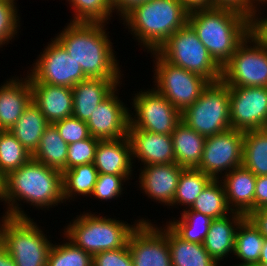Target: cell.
<instances>
[{"mask_svg":"<svg viewBox=\"0 0 267 266\" xmlns=\"http://www.w3.org/2000/svg\"><path fill=\"white\" fill-rule=\"evenodd\" d=\"M119 79L88 78L72 88V116L87 121L95 108L121 85Z\"/></svg>","mask_w":267,"mask_h":266,"instance_id":"603a6c76","label":"cell"},{"mask_svg":"<svg viewBox=\"0 0 267 266\" xmlns=\"http://www.w3.org/2000/svg\"><path fill=\"white\" fill-rule=\"evenodd\" d=\"M189 209L212 219L227 216L232 212L227 204L224 186L219 179H213Z\"/></svg>","mask_w":267,"mask_h":266,"instance_id":"1f68e13d","label":"cell"},{"mask_svg":"<svg viewBox=\"0 0 267 266\" xmlns=\"http://www.w3.org/2000/svg\"><path fill=\"white\" fill-rule=\"evenodd\" d=\"M128 138L131 144L132 159L138 158L143 166L175 162L171 134L152 133L129 127Z\"/></svg>","mask_w":267,"mask_h":266,"instance_id":"e0dca14e","label":"cell"},{"mask_svg":"<svg viewBox=\"0 0 267 266\" xmlns=\"http://www.w3.org/2000/svg\"><path fill=\"white\" fill-rule=\"evenodd\" d=\"M5 190V175L0 171V201Z\"/></svg>","mask_w":267,"mask_h":266,"instance_id":"816d5d0a","label":"cell"},{"mask_svg":"<svg viewBox=\"0 0 267 266\" xmlns=\"http://www.w3.org/2000/svg\"><path fill=\"white\" fill-rule=\"evenodd\" d=\"M184 7L190 12L197 9L211 8L212 0H180Z\"/></svg>","mask_w":267,"mask_h":266,"instance_id":"c3c4849f","label":"cell"},{"mask_svg":"<svg viewBox=\"0 0 267 266\" xmlns=\"http://www.w3.org/2000/svg\"><path fill=\"white\" fill-rule=\"evenodd\" d=\"M0 266H16L15 261L9 255L6 247L0 241Z\"/></svg>","mask_w":267,"mask_h":266,"instance_id":"681fc988","label":"cell"},{"mask_svg":"<svg viewBox=\"0 0 267 266\" xmlns=\"http://www.w3.org/2000/svg\"><path fill=\"white\" fill-rule=\"evenodd\" d=\"M221 178L220 181L224 186L227 204L232 211L247 216L255 210L256 176L249 169L240 166Z\"/></svg>","mask_w":267,"mask_h":266,"instance_id":"7402d4cb","label":"cell"},{"mask_svg":"<svg viewBox=\"0 0 267 266\" xmlns=\"http://www.w3.org/2000/svg\"><path fill=\"white\" fill-rule=\"evenodd\" d=\"M221 79L229 87H267V45L253 31L222 67Z\"/></svg>","mask_w":267,"mask_h":266,"instance_id":"9c48e42d","label":"cell"},{"mask_svg":"<svg viewBox=\"0 0 267 266\" xmlns=\"http://www.w3.org/2000/svg\"><path fill=\"white\" fill-rule=\"evenodd\" d=\"M100 139L90 136L87 139L68 145L67 170L78 165L93 163Z\"/></svg>","mask_w":267,"mask_h":266,"instance_id":"f35d334b","label":"cell"},{"mask_svg":"<svg viewBox=\"0 0 267 266\" xmlns=\"http://www.w3.org/2000/svg\"><path fill=\"white\" fill-rule=\"evenodd\" d=\"M188 14L180 0H148L134 6L121 20L141 46L153 52L188 23Z\"/></svg>","mask_w":267,"mask_h":266,"instance_id":"277c9868","label":"cell"},{"mask_svg":"<svg viewBox=\"0 0 267 266\" xmlns=\"http://www.w3.org/2000/svg\"><path fill=\"white\" fill-rule=\"evenodd\" d=\"M154 225L146 219L131 232L127 244L133 266H172L168 225Z\"/></svg>","mask_w":267,"mask_h":266,"instance_id":"5bb4252c","label":"cell"},{"mask_svg":"<svg viewBox=\"0 0 267 266\" xmlns=\"http://www.w3.org/2000/svg\"><path fill=\"white\" fill-rule=\"evenodd\" d=\"M144 219H139L130 225L115 218L84 212L65 226L67 228L64 229L63 235L66 241H71L76 247L93 256L103 251L125 247L131 232Z\"/></svg>","mask_w":267,"mask_h":266,"instance_id":"5b68a950","label":"cell"},{"mask_svg":"<svg viewBox=\"0 0 267 266\" xmlns=\"http://www.w3.org/2000/svg\"><path fill=\"white\" fill-rule=\"evenodd\" d=\"M230 214V216L212 220L209 232L203 242L206 251L218 263L234 253L236 231L240 222L246 217L235 211Z\"/></svg>","mask_w":267,"mask_h":266,"instance_id":"cb8c5ba5","label":"cell"},{"mask_svg":"<svg viewBox=\"0 0 267 266\" xmlns=\"http://www.w3.org/2000/svg\"><path fill=\"white\" fill-rule=\"evenodd\" d=\"M181 120L204 137L231 129L227 84L222 79L209 82L198 100L181 113Z\"/></svg>","mask_w":267,"mask_h":266,"instance_id":"52a82bcc","label":"cell"},{"mask_svg":"<svg viewBox=\"0 0 267 266\" xmlns=\"http://www.w3.org/2000/svg\"><path fill=\"white\" fill-rule=\"evenodd\" d=\"M188 24L221 68L252 32V19L229 8L211 7L190 11Z\"/></svg>","mask_w":267,"mask_h":266,"instance_id":"3957f363","label":"cell"},{"mask_svg":"<svg viewBox=\"0 0 267 266\" xmlns=\"http://www.w3.org/2000/svg\"><path fill=\"white\" fill-rule=\"evenodd\" d=\"M148 0H112L113 11L120 15L122 18L134 6L142 4Z\"/></svg>","mask_w":267,"mask_h":266,"instance_id":"bcb514c9","label":"cell"},{"mask_svg":"<svg viewBox=\"0 0 267 266\" xmlns=\"http://www.w3.org/2000/svg\"><path fill=\"white\" fill-rule=\"evenodd\" d=\"M32 158L10 130H0V171L6 176Z\"/></svg>","mask_w":267,"mask_h":266,"instance_id":"e575fe53","label":"cell"},{"mask_svg":"<svg viewBox=\"0 0 267 266\" xmlns=\"http://www.w3.org/2000/svg\"><path fill=\"white\" fill-rule=\"evenodd\" d=\"M258 264H267V238H265Z\"/></svg>","mask_w":267,"mask_h":266,"instance_id":"f907efd6","label":"cell"},{"mask_svg":"<svg viewBox=\"0 0 267 266\" xmlns=\"http://www.w3.org/2000/svg\"><path fill=\"white\" fill-rule=\"evenodd\" d=\"M67 152L68 144L61 138L56 126L49 124L32 159L63 172L67 170Z\"/></svg>","mask_w":267,"mask_h":266,"instance_id":"f1b7e54d","label":"cell"},{"mask_svg":"<svg viewBox=\"0 0 267 266\" xmlns=\"http://www.w3.org/2000/svg\"><path fill=\"white\" fill-rule=\"evenodd\" d=\"M129 180L123 175L113 174H98L96 184L94 185L91 196L96 197L99 200H111L121 197L123 194V183Z\"/></svg>","mask_w":267,"mask_h":266,"instance_id":"ab89813d","label":"cell"},{"mask_svg":"<svg viewBox=\"0 0 267 266\" xmlns=\"http://www.w3.org/2000/svg\"><path fill=\"white\" fill-rule=\"evenodd\" d=\"M116 88L93 111L86 121L90 135L100 140L128 137L130 110L116 94Z\"/></svg>","mask_w":267,"mask_h":266,"instance_id":"2e32d148","label":"cell"},{"mask_svg":"<svg viewBox=\"0 0 267 266\" xmlns=\"http://www.w3.org/2000/svg\"><path fill=\"white\" fill-rule=\"evenodd\" d=\"M14 1L16 0H0V47L17 36L18 27L21 26Z\"/></svg>","mask_w":267,"mask_h":266,"instance_id":"74e56055","label":"cell"},{"mask_svg":"<svg viewBox=\"0 0 267 266\" xmlns=\"http://www.w3.org/2000/svg\"><path fill=\"white\" fill-rule=\"evenodd\" d=\"M93 266H133L128 244L115 250H107L93 255Z\"/></svg>","mask_w":267,"mask_h":266,"instance_id":"b9f144b4","label":"cell"},{"mask_svg":"<svg viewBox=\"0 0 267 266\" xmlns=\"http://www.w3.org/2000/svg\"><path fill=\"white\" fill-rule=\"evenodd\" d=\"M185 168L177 163L146 165L139 169V188L158 203L170 206L178 186L179 177Z\"/></svg>","mask_w":267,"mask_h":266,"instance_id":"ac0fdd59","label":"cell"},{"mask_svg":"<svg viewBox=\"0 0 267 266\" xmlns=\"http://www.w3.org/2000/svg\"><path fill=\"white\" fill-rule=\"evenodd\" d=\"M181 214L179 220H171L167 225L183 240L203 244L213 219L189 208H183Z\"/></svg>","mask_w":267,"mask_h":266,"instance_id":"d6a6232c","label":"cell"},{"mask_svg":"<svg viewBox=\"0 0 267 266\" xmlns=\"http://www.w3.org/2000/svg\"><path fill=\"white\" fill-rule=\"evenodd\" d=\"M53 39L32 64L33 67L28 74L30 83H46L73 88L79 82L88 79L80 64L68 55L65 48L55 38Z\"/></svg>","mask_w":267,"mask_h":266,"instance_id":"8fae6325","label":"cell"},{"mask_svg":"<svg viewBox=\"0 0 267 266\" xmlns=\"http://www.w3.org/2000/svg\"><path fill=\"white\" fill-rule=\"evenodd\" d=\"M61 138L69 145L89 138L90 132L85 121L70 116L54 123Z\"/></svg>","mask_w":267,"mask_h":266,"instance_id":"60d3db41","label":"cell"},{"mask_svg":"<svg viewBox=\"0 0 267 266\" xmlns=\"http://www.w3.org/2000/svg\"><path fill=\"white\" fill-rule=\"evenodd\" d=\"M0 221V241L16 266H47L53 243L33 219L3 215Z\"/></svg>","mask_w":267,"mask_h":266,"instance_id":"8992f818","label":"cell"},{"mask_svg":"<svg viewBox=\"0 0 267 266\" xmlns=\"http://www.w3.org/2000/svg\"><path fill=\"white\" fill-rule=\"evenodd\" d=\"M242 166L256 177L267 175V128L244 132Z\"/></svg>","mask_w":267,"mask_h":266,"instance_id":"f546056e","label":"cell"},{"mask_svg":"<svg viewBox=\"0 0 267 266\" xmlns=\"http://www.w3.org/2000/svg\"><path fill=\"white\" fill-rule=\"evenodd\" d=\"M257 5L259 4V8H260V3H261V6L263 5V4H267V0H253Z\"/></svg>","mask_w":267,"mask_h":266,"instance_id":"f5cc1de1","label":"cell"},{"mask_svg":"<svg viewBox=\"0 0 267 266\" xmlns=\"http://www.w3.org/2000/svg\"><path fill=\"white\" fill-rule=\"evenodd\" d=\"M257 6L258 5L253 0H212V7L236 10L252 20L255 16L262 15Z\"/></svg>","mask_w":267,"mask_h":266,"instance_id":"7bdbcfd3","label":"cell"},{"mask_svg":"<svg viewBox=\"0 0 267 266\" xmlns=\"http://www.w3.org/2000/svg\"><path fill=\"white\" fill-rule=\"evenodd\" d=\"M267 207V175L257 176L255 183V210Z\"/></svg>","mask_w":267,"mask_h":266,"instance_id":"ee69618b","label":"cell"},{"mask_svg":"<svg viewBox=\"0 0 267 266\" xmlns=\"http://www.w3.org/2000/svg\"><path fill=\"white\" fill-rule=\"evenodd\" d=\"M151 54L155 58V89L182 113L198 100L209 81L197 73L170 64L156 51Z\"/></svg>","mask_w":267,"mask_h":266,"instance_id":"30bf717a","label":"cell"},{"mask_svg":"<svg viewBox=\"0 0 267 266\" xmlns=\"http://www.w3.org/2000/svg\"><path fill=\"white\" fill-rule=\"evenodd\" d=\"M25 77L9 78L0 85V130H10L32 102L30 80Z\"/></svg>","mask_w":267,"mask_h":266,"instance_id":"ffe728a7","label":"cell"},{"mask_svg":"<svg viewBox=\"0 0 267 266\" xmlns=\"http://www.w3.org/2000/svg\"><path fill=\"white\" fill-rule=\"evenodd\" d=\"M168 246L172 266H219L203 244L185 241L168 226Z\"/></svg>","mask_w":267,"mask_h":266,"instance_id":"83f0119b","label":"cell"},{"mask_svg":"<svg viewBox=\"0 0 267 266\" xmlns=\"http://www.w3.org/2000/svg\"><path fill=\"white\" fill-rule=\"evenodd\" d=\"M243 141L244 132L232 128L206 137L202 158L196 169L213 179H220L221 174L242 166Z\"/></svg>","mask_w":267,"mask_h":266,"instance_id":"4fadbf2b","label":"cell"},{"mask_svg":"<svg viewBox=\"0 0 267 266\" xmlns=\"http://www.w3.org/2000/svg\"><path fill=\"white\" fill-rule=\"evenodd\" d=\"M92 262L91 254L69 240L58 245L52 244L47 258V266H93Z\"/></svg>","mask_w":267,"mask_h":266,"instance_id":"8d00e7d4","label":"cell"},{"mask_svg":"<svg viewBox=\"0 0 267 266\" xmlns=\"http://www.w3.org/2000/svg\"><path fill=\"white\" fill-rule=\"evenodd\" d=\"M98 171L93 163L75 166L62 172L63 199L72 200L74 196H91L96 184Z\"/></svg>","mask_w":267,"mask_h":266,"instance_id":"4dcf8cb0","label":"cell"},{"mask_svg":"<svg viewBox=\"0 0 267 266\" xmlns=\"http://www.w3.org/2000/svg\"><path fill=\"white\" fill-rule=\"evenodd\" d=\"M74 10L71 22L106 23L113 17L112 0H67ZM72 5V6H71Z\"/></svg>","mask_w":267,"mask_h":266,"instance_id":"d590c367","label":"cell"},{"mask_svg":"<svg viewBox=\"0 0 267 266\" xmlns=\"http://www.w3.org/2000/svg\"><path fill=\"white\" fill-rule=\"evenodd\" d=\"M108 23L70 21L55 37L88 78L122 79L113 44L104 28Z\"/></svg>","mask_w":267,"mask_h":266,"instance_id":"7a4b0ae2","label":"cell"},{"mask_svg":"<svg viewBox=\"0 0 267 266\" xmlns=\"http://www.w3.org/2000/svg\"><path fill=\"white\" fill-rule=\"evenodd\" d=\"M247 217L258 228L259 232L267 238V207L251 211Z\"/></svg>","mask_w":267,"mask_h":266,"instance_id":"f6af8a7d","label":"cell"},{"mask_svg":"<svg viewBox=\"0 0 267 266\" xmlns=\"http://www.w3.org/2000/svg\"><path fill=\"white\" fill-rule=\"evenodd\" d=\"M32 102L41 110L49 124L72 116L73 93L71 87L46 83H30Z\"/></svg>","mask_w":267,"mask_h":266,"instance_id":"d6986e66","label":"cell"},{"mask_svg":"<svg viewBox=\"0 0 267 266\" xmlns=\"http://www.w3.org/2000/svg\"><path fill=\"white\" fill-rule=\"evenodd\" d=\"M231 128H267V87H229Z\"/></svg>","mask_w":267,"mask_h":266,"instance_id":"9a60e30c","label":"cell"},{"mask_svg":"<svg viewBox=\"0 0 267 266\" xmlns=\"http://www.w3.org/2000/svg\"><path fill=\"white\" fill-rule=\"evenodd\" d=\"M133 159L128 137L99 140L93 164L99 174L133 175Z\"/></svg>","mask_w":267,"mask_h":266,"instance_id":"44dd1931","label":"cell"},{"mask_svg":"<svg viewBox=\"0 0 267 266\" xmlns=\"http://www.w3.org/2000/svg\"><path fill=\"white\" fill-rule=\"evenodd\" d=\"M3 201L7 204L4 216L13 218L29 217L22 210L19 201L33 205L38 210H49L59 203L61 205L64 202L62 172L31 158L5 176V190L1 202Z\"/></svg>","mask_w":267,"mask_h":266,"instance_id":"6da1fadb","label":"cell"},{"mask_svg":"<svg viewBox=\"0 0 267 266\" xmlns=\"http://www.w3.org/2000/svg\"><path fill=\"white\" fill-rule=\"evenodd\" d=\"M257 266H267V264H258Z\"/></svg>","mask_w":267,"mask_h":266,"instance_id":"db71d44e","label":"cell"},{"mask_svg":"<svg viewBox=\"0 0 267 266\" xmlns=\"http://www.w3.org/2000/svg\"><path fill=\"white\" fill-rule=\"evenodd\" d=\"M258 17L252 20V31L267 45V17Z\"/></svg>","mask_w":267,"mask_h":266,"instance_id":"7dc6e473","label":"cell"},{"mask_svg":"<svg viewBox=\"0 0 267 266\" xmlns=\"http://www.w3.org/2000/svg\"><path fill=\"white\" fill-rule=\"evenodd\" d=\"M131 100L135 113H130L129 127L152 133L172 134L182 121L181 112L155 88L137 92Z\"/></svg>","mask_w":267,"mask_h":266,"instance_id":"7c38bea8","label":"cell"},{"mask_svg":"<svg viewBox=\"0 0 267 266\" xmlns=\"http://www.w3.org/2000/svg\"><path fill=\"white\" fill-rule=\"evenodd\" d=\"M213 178L196 168H185L178 181V186L171 207L178 205L190 208L199 194L207 187ZM189 206V207H188Z\"/></svg>","mask_w":267,"mask_h":266,"instance_id":"836d02e7","label":"cell"},{"mask_svg":"<svg viewBox=\"0 0 267 266\" xmlns=\"http://www.w3.org/2000/svg\"><path fill=\"white\" fill-rule=\"evenodd\" d=\"M49 125L41 110L31 102L10 132L32 155L38 148L44 130Z\"/></svg>","mask_w":267,"mask_h":266,"instance_id":"484cf974","label":"cell"},{"mask_svg":"<svg viewBox=\"0 0 267 266\" xmlns=\"http://www.w3.org/2000/svg\"><path fill=\"white\" fill-rule=\"evenodd\" d=\"M264 240V236L246 216L237 228L234 253L232 254L242 262L233 266H257Z\"/></svg>","mask_w":267,"mask_h":266,"instance_id":"4316f807","label":"cell"},{"mask_svg":"<svg viewBox=\"0 0 267 266\" xmlns=\"http://www.w3.org/2000/svg\"><path fill=\"white\" fill-rule=\"evenodd\" d=\"M174 147L175 163L183 168H197L204 150L206 137L200 135L183 121L171 134Z\"/></svg>","mask_w":267,"mask_h":266,"instance_id":"d4e9b609","label":"cell"},{"mask_svg":"<svg viewBox=\"0 0 267 266\" xmlns=\"http://www.w3.org/2000/svg\"><path fill=\"white\" fill-rule=\"evenodd\" d=\"M156 52L170 64L197 73L209 82L221 79L222 68L188 23L171 35Z\"/></svg>","mask_w":267,"mask_h":266,"instance_id":"ba28073f","label":"cell"}]
</instances>
